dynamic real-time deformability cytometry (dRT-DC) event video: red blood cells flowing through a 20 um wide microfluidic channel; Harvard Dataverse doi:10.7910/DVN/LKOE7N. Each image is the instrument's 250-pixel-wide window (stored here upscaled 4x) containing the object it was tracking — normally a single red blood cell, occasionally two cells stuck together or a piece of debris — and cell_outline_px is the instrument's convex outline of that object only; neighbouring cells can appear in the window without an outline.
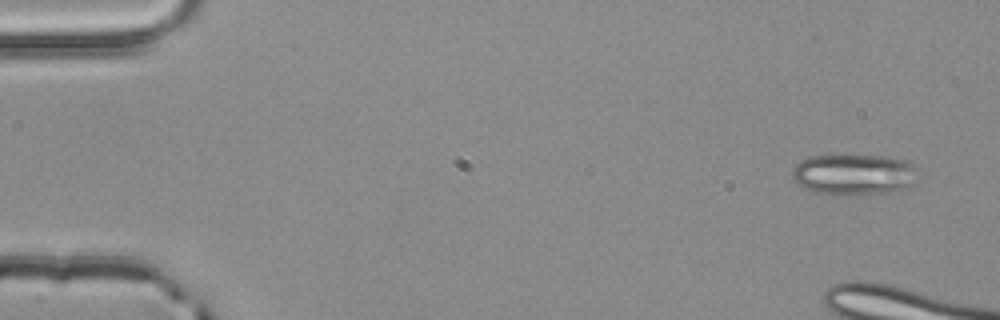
{"species": "common noctule bat (a hibernating species)", "species_latin": "Nyctalus noctula", "temperature_condition": "room temperature", "stored_images_in_passage": 3, "camera_frame_rate_fps": 3000, "um_per_image_px": 0.085, "animal": {"sex": "male", "body_mass_g": 20.4}, "frame": {"image": 1, "passage_image": 1, "time_ms": 0.0, "image_size_px": [1000, 320], "cell_outline_px": [[916, 180], [912, 184], [904, 188], [888, 192], [868, 196], [816, 192], [804, 188], [792, 176], [792, 168], [796, 164], [812, 156], [884, 156], [908, 160], [912, 164]], "centroid_in_image_um": [72.6, 14.84], "position_along_channel_um": 12.4, "area_um2": 29.65}}